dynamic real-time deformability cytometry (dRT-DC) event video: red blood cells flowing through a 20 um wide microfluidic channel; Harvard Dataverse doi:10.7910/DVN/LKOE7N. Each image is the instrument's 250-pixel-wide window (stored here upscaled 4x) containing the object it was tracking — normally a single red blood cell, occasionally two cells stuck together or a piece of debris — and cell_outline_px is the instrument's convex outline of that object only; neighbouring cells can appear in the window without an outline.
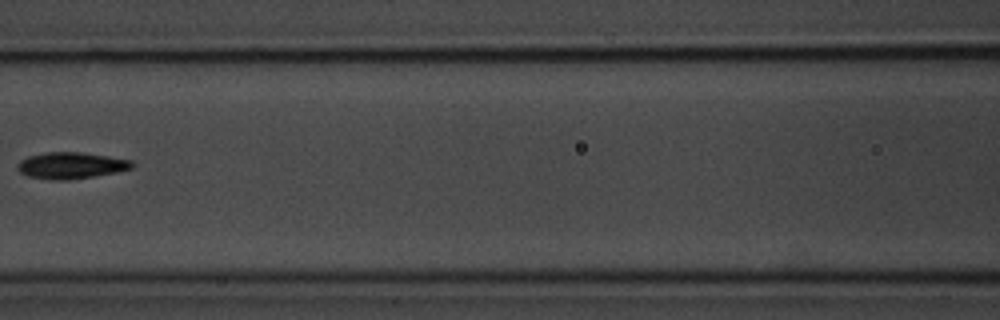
{"species": "common noctule bat (a hibernating species)", "species_latin": "Nyctalus noctula", "temperature_condition": "room temperature", "stored_images_in_passage": 12, "camera_frame_rate_fps": 3000, "um_per_image_px": 0.085, "animal": {"sex": "male", "body_mass_g": 20.1, "forearm_length_mm": 53.5}, "frame": {"image": 1, "passage_image": 3, "time_ms": 2.333, "image_size_px": [1000, 320], "cell_outline_px": [[136, 164], [132, 168], [116, 172], [68, 180], [48, 180], [28, 176], [20, 172], [16, 168], [16, 164], [20, 160], [28, 156], [48, 152], [80, 152], [108, 156], [132, 160]], "centroid_in_image_um": [6.02, 14.06], "position_along_channel_um": 160.6, "area_um2": 17.74}}
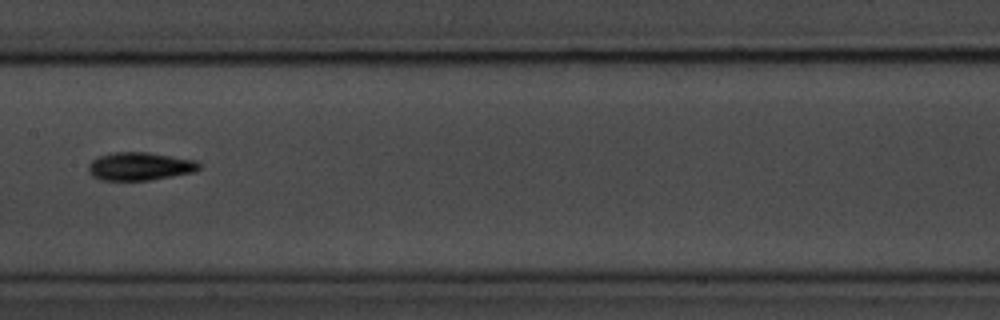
{"frame": {"image": 2, "passage_image": 4, "time_ms": 3.333, "image_size_px": [1000, 320], "cell_outline_px": [[200, 168], [196, 172], [148, 180], [100, 180], [92, 176], [88, 172], [88, 164], [96, 156], [112, 152], [148, 152], [196, 160], [200, 164]], "centroid_in_image_um": [11.86, 14.13], "position_along_channel_um": 195.5, "area_um2": 18.32}}
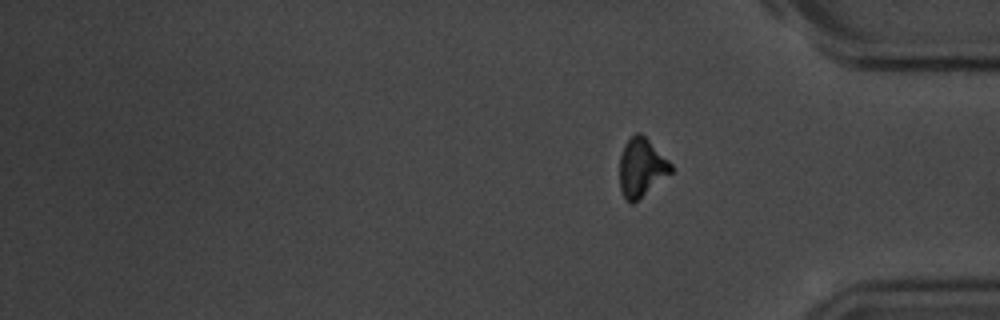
{"frame": {"image": 3, "passage_image": 12, "time_ms": 13.667, "image_size_px": [1000, 320], "cell_outline_px": [[672, 172], [632, 204], [624, 196], [620, 188], [620, 156], [624, 144], [636, 132], [640, 132], [672, 164]], "centroid_in_image_um": [54.51, 14.23], "position_along_channel_um": 380.7, "area_um2": 17.11}}